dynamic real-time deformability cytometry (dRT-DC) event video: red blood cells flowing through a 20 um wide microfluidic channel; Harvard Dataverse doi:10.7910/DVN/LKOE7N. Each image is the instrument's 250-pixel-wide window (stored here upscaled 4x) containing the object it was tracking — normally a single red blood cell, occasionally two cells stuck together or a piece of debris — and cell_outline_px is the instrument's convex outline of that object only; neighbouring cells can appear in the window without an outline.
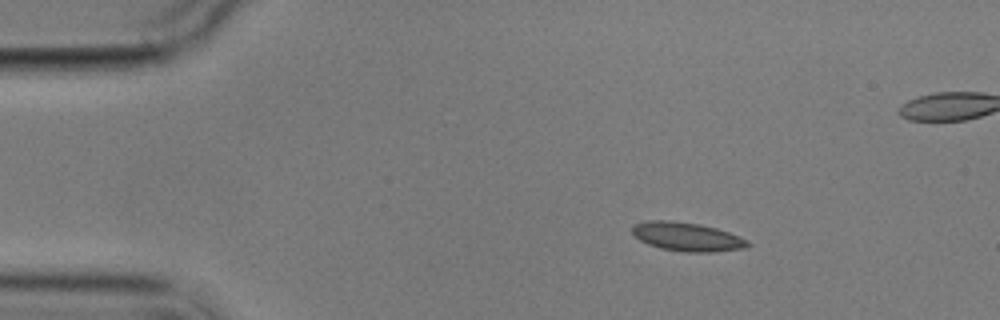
{"species": "common noctule bat (a hibernating species)", "species_latin": "Nyctalus noctula", "temperature_condition": "cold", "stored_images_in_passage": 4, "camera_frame_rate_fps": 3000, "um_per_image_px": 0.085, "animal": {"sex": "male", "body_mass_g": 17.9}, "frame": {"image": 1, "passage_image": 1, "time_ms": 0.0, "image_size_px": [1000, 320], "cell_outline_px": [[752, 244], [744, 248], [716, 252], [684, 252], [660, 248], [648, 244], [640, 240], [632, 232], [632, 224], [648, 220], [668, 220], [700, 224], [716, 228], [740, 236], [748, 240]], "centroid_in_image_um": [58.41, 20.12], "position_along_channel_um": 26.6, "area_um2": 19.48}}
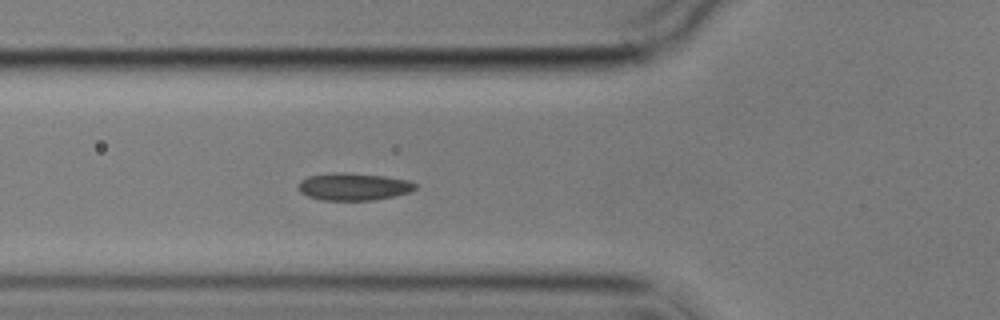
{"frame": {"image": 2, "passage_image": 4, "time_ms": 3.667, "image_size_px": [1000, 320], "cell_outline_px": [[416, 188], [412, 192], [372, 200], [320, 200], [308, 196], [300, 192], [296, 184], [300, 180], [308, 176], [328, 172], [344, 172], [384, 176], [408, 180], [416, 184]], "centroid_in_image_um": [30.0, 15.85], "position_along_channel_um": 95.8, "area_um2": 18.84}}